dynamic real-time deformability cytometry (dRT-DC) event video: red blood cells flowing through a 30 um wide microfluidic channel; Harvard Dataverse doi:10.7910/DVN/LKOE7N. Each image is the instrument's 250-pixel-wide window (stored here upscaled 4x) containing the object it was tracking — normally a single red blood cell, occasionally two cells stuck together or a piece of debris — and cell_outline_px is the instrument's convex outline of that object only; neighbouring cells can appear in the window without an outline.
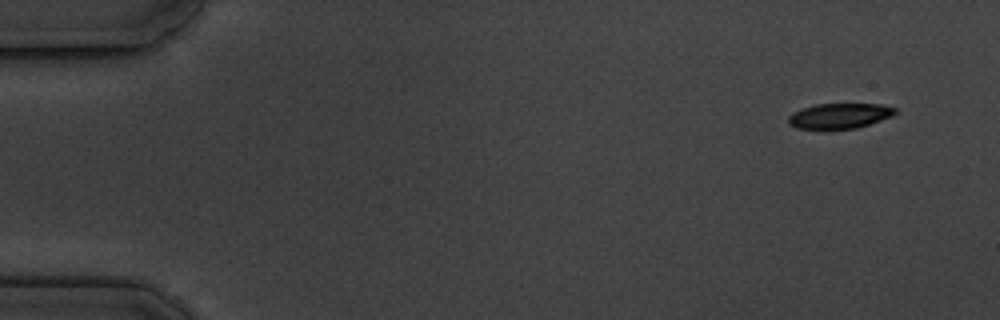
{"species": "common noctule bat (a hibernating species)", "species_latin": "Nyctalus noctula", "temperature_condition": "cold", "stored_images_in_passage": 6, "camera_frame_rate_fps": 3000, "um_per_image_px": 0.085, "animal": {"sex": "male", "body_mass_g": 19.5, "forearm_length_mm": 54.6}, "frame": {"image": 1, "passage_image": 1, "time_ms": 0.0, "image_size_px": [1000, 320], "cell_outline_px": [[900, 112], [892, 116], [856, 128], [796, 128], [788, 124], [788, 116], [792, 112], [816, 104], [880, 104], [896, 108]], "centroid_in_image_um": [71.38, 9.83], "position_along_channel_um": 13.6, "area_um2": 15.55}}
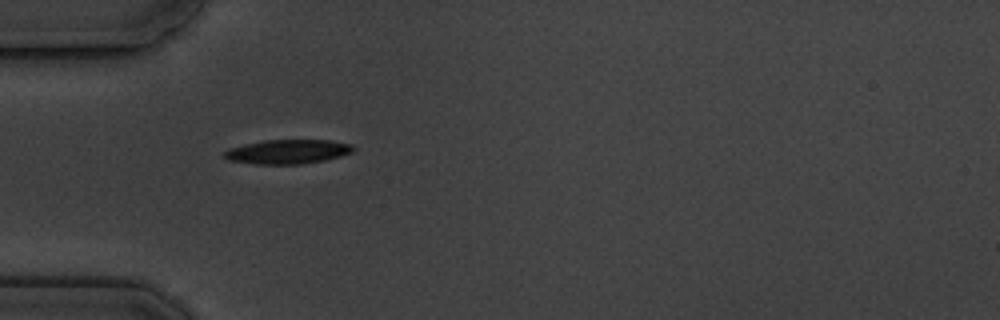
{"frame": {"image": 2, "passage_image": 5, "time_ms": 4.667, "image_size_px": [1000, 320], "cell_outline_px": [[356, 148], [352, 152], [340, 156], [324, 160], [304, 164], [256, 164], [228, 160], [224, 156], [224, 152], [228, 148], [264, 140], [328, 140], [352, 144]], "centroid_in_image_um": [24.47, 12.89], "position_along_channel_um": 60.5, "area_um2": 18.21}}